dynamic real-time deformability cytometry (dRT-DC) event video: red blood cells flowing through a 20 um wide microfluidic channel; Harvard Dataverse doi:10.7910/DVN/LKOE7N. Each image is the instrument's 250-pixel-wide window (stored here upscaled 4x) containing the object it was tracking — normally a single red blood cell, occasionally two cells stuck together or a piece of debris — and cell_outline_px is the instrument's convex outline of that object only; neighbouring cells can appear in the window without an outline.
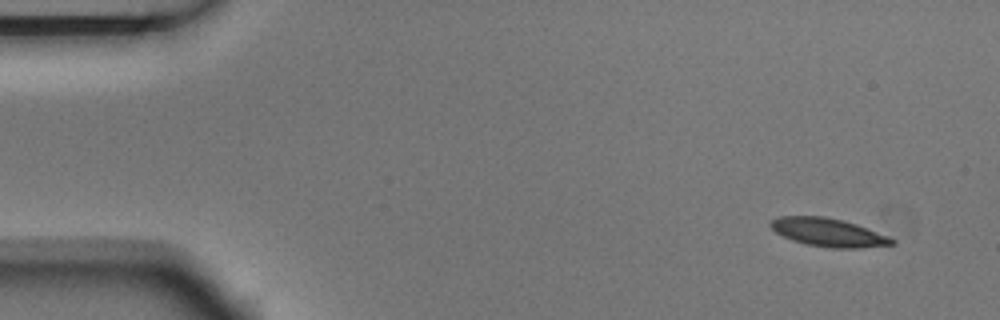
{"species": "Egyptian fruit bat (a non-hibernating species)", "species_latin": "Rousettus aegyptiacus", "temperature_condition": "room temperature", "stored_images_in_passage": 6, "camera_frame_rate_fps": 3000, "um_per_image_px": 0.085, "animal": {"sex": "male"}, "frame": {"image": 1, "passage_image": 1, "time_ms": 0.0, "image_size_px": [1000, 320], "cell_outline_px": [[896, 244], [860, 248], [832, 248], [808, 244], [792, 240], [776, 232], [768, 224], [772, 220], [780, 216], [824, 216], [856, 224], [868, 228], [888, 236], [896, 240]], "centroid_in_image_um": [70.43, 19.76], "position_along_channel_um": 14.6, "area_um2": 19.83}}
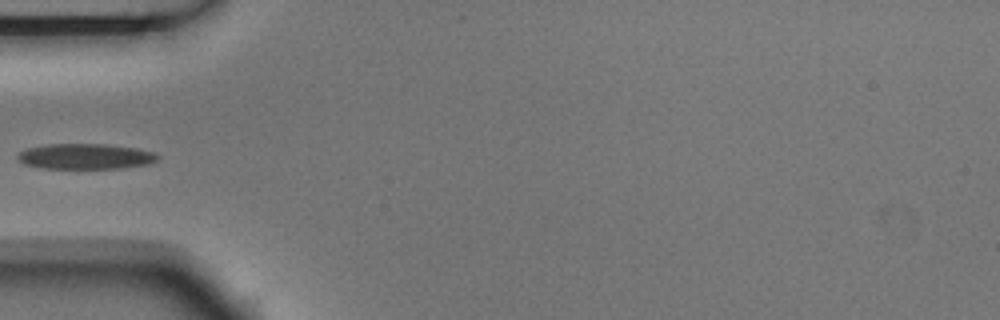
{"frame": {"image": 2, "passage_image": 5, "time_ms": 1.333, "image_size_px": [1000, 320], "cell_outline_px": [[160, 156], [156, 160], [148, 164], [124, 168], [40, 168], [24, 164], [16, 156], [20, 152], [28, 148], [44, 144], [104, 144], [136, 148], [152, 152]], "centroid_in_image_um": [7.25, 13.29], "position_along_channel_um": 77.8, "area_um2": 20.69}}
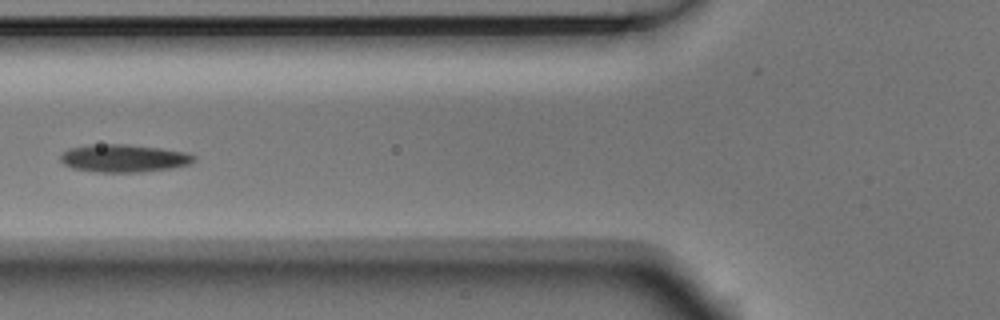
{"frame": {"image": 3, "passage_image": 6, "time_ms": 1.667, "image_size_px": [1000, 320], "cell_outline_px": [[196, 160], [188, 164], [172, 168], [140, 172], [92, 172], [72, 168], [64, 164], [60, 160], [60, 156], [68, 148], [92, 144], [128, 144], [160, 148], [188, 152], [196, 156]], "centroid_in_image_um": [10.52, 13.45], "position_along_channel_um": 115.3, "area_um2": 21.79}}